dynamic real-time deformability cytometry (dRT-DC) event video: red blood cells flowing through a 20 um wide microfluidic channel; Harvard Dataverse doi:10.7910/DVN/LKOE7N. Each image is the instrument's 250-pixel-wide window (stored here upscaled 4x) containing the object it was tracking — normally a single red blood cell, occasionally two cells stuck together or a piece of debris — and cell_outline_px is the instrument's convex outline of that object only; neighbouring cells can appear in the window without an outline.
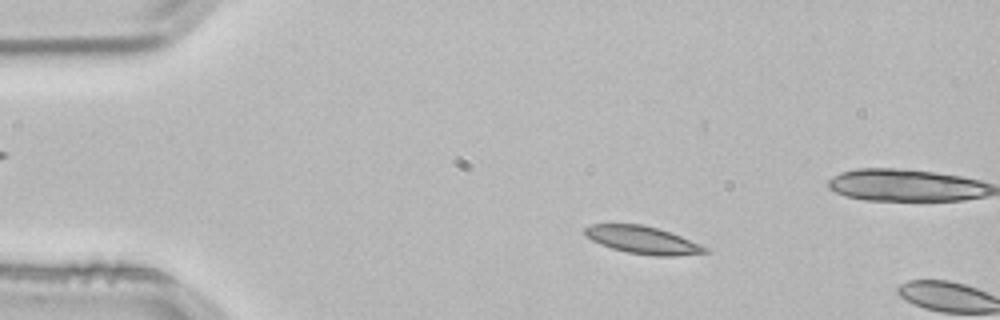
{"species": "common noctule bat (a hibernating species)", "species_latin": "Nyctalus noctula", "temperature_condition": "room temperature", "stored_images_in_passage": 8, "camera_frame_rate_fps": 3000, "um_per_image_px": 0.085, "animal": {"sex": "male", "body_mass_g": 21.5, "forearm_length_mm": 52.0}, "frame": {"image": 1, "passage_image": 6, "time_ms": 1.667, "image_size_px": [1000, 320], "cell_outline_px": [[712, 252], [676, 256], [656, 256], [628, 252], [612, 248], [600, 244], [592, 240], [584, 232], [584, 228], [592, 224], [640, 224], [672, 232], [700, 244], [708, 248]], "centroid_in_image_um": [54.68, 20.4], "position_along_channel_um": 30.3, "area_um2": 19.25}}